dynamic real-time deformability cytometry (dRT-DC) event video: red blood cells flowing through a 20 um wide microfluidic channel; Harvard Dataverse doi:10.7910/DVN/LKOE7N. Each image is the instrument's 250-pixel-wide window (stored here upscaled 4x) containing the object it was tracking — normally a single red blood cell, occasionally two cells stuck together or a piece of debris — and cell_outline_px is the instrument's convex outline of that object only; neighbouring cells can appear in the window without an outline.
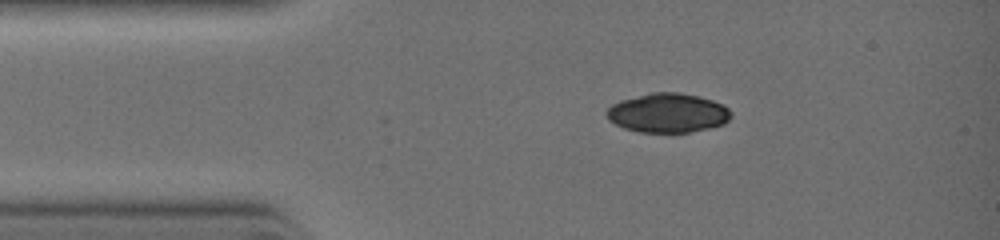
{"species": "common noctule bat (a hibernating species)", "species_latin": "Nyctalus noctula", "temperature_condition": "warm", "stored_images_in_passage": 8, "camera_frame_rate_fps": 3000, "um_per_image_px": 0.085, "animal": {"sex": "female", "body_mass_g": 19.0, "forearm_length_mm": 51.5}, "frame": {"image": 1, "passage_image": 1, "time_ms": 0.0, "image_size_px": [1000, 240], "cell_outline_px": [[732, 116], [724, 124], [708, 128], [688, 132], [640, 132], [624, 128], [608, 120], [604, 112], [612, 104], [620, 100], [652, 92], [680, 92], [700, 96], [724, 104], [732, 112]], "centroid_in_image_um": [56.77, 9.59], "position_along_channel_um": 28.2, "area_um2": 28.67}}
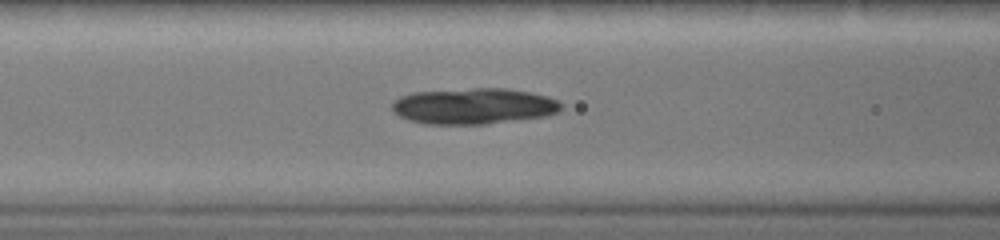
{"frame": {"image": 2, "passage_image": 5, "time_ms": 2.333, "image_size_px": [1000, 240], "cell_outline_px": [[560, 108], [556, 112], [544, 116], [484, 124], [424, 124], [408, 120], [400, 116], [392, 108], [392, 104], [400, 96], [416, 92], [476, 88], [504, 88], [528, 92], [544, 96], [556, 100], [560, 104]], "centroid_in_image_um": [40.21, 9.02], "position_along_channel_um": 126.4, "area_um2": 34.85}}
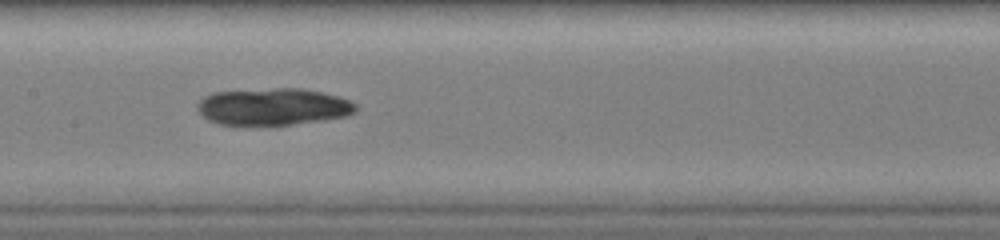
{"frame": {"image": 3, "passage_image": 7, "time_ms": 3.333, "image_size_px": [1000, 240], "cell_outline_px": [[356, 112], [348, 116], [324, 120], [288, 124], [244, 128], [220, 124], [208, 120], [196, 108], [196, 104], [204, 96], [212, 92], [276, 88], [296, 88], [320, 92], [336, 96], [348, 100], [356, 104]], "centroid_in_image_um": [23.15, 9.1], "position_along_channel_um": 184.3, "area_um2": 34.74}}